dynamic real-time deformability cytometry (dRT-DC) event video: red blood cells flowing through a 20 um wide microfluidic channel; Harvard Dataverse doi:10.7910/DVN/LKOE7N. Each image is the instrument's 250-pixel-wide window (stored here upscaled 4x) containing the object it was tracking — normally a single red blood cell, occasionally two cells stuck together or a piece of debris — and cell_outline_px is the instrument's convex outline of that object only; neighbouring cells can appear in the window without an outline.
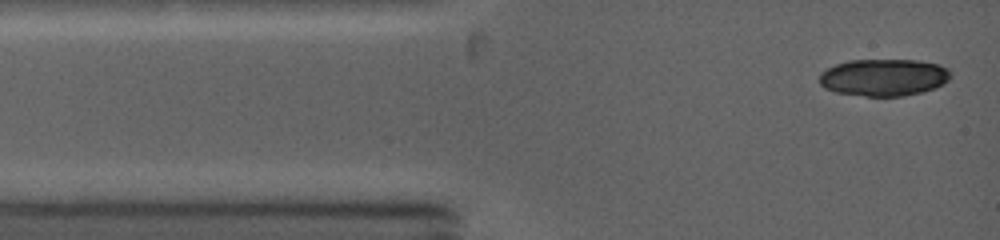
{"species": "common noctule bat (a hibernating species)", "species_latin": "Nyctalus noctula", "temperature_condition": "warm", "stored_images_in_passage": 8, "camera_frame_rate_fps": 5000, "um_per_image_px": 0.085, "animal": {"sex": "female", "body_mass_g": 19.0, "forearm_length_mm": 53.3}, "frame": {"image": 1, "passage_image": 1, "time_ms": 0.0, "image_size_px": [1000, 240], "cell_outline_px": [[952, 72], [948, 80], [944, 84], [936, 88], [924, 92], [904, 96], [864, 96], [836, 92], [824, 88], [820, 84], [820, 72], [836, 64], [848, 60], [920, 60], [940, 64], [948, 68]], "centroid_in_image_um": [75.16, 6.58], "position_along_channel_um": 9.8, "area_um2": 28.73}}